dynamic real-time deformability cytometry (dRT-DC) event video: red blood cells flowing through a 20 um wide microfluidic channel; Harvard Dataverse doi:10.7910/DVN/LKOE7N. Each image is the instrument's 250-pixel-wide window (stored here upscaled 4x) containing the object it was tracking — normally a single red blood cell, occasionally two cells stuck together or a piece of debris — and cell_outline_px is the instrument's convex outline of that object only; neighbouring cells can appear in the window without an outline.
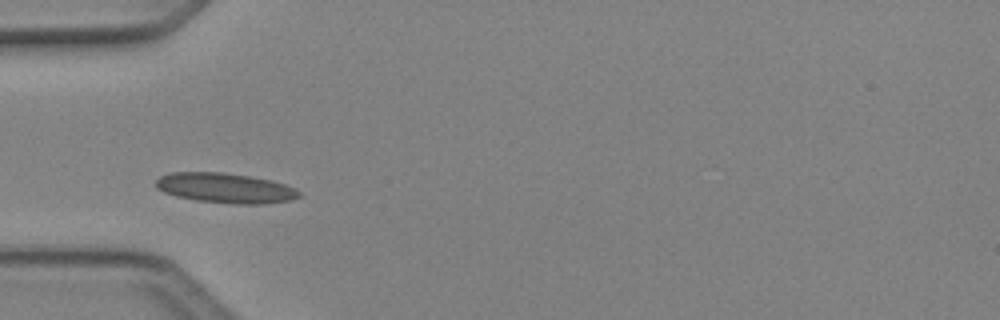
{"species": "Egyptian fruit bat (a non-hibernating species)", "species_latin": "Rousettus aegyptiacus", "temperature_condition": "cold", "stored_images_in_passage": 7, "camera_frame_rate_fps": 3000, "um_per_image_px": 0.085, "animal": {"sex": "female"}, "frame": {"image": 1, "passage_image": 3, "time_ms": 0.667, "image_size_px": [1000, 320], "cell_outline_px": [[300, 196], [292, 200], [264, 204], [236, 204], [196, 200], [176, 196], [164, 192], [156, 188], [156, 180], [160, 176], [168, 172], [224, 172], [272, 180], [284, 184], [300, 192]], "centroid_in_image_um": [19.13, 15.98], "position_along_channel_um": 65.9, "area_um2": 25.03}}
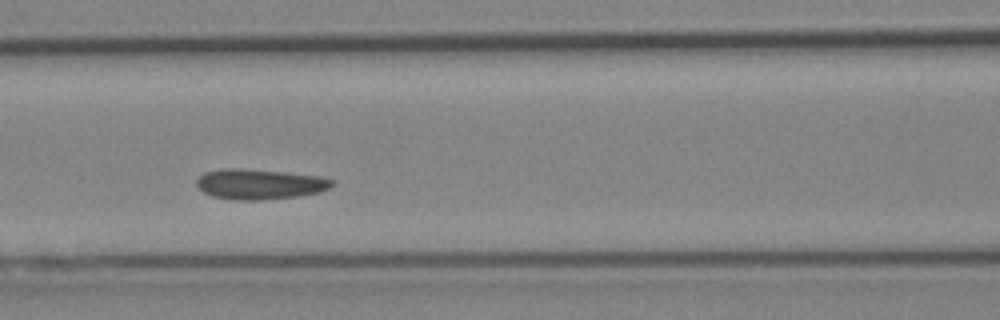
{"frame": {"image": 2, "passage_image": 5, "time_ms": 1.333, "image_size_px": [1000, 320], "cell_outline_px": [[336, 180], [328, 188], [320, 192], [296, 196], [264, 200], [236, 200], [212, 196], [204, 192], [196, 184], [196, 180], [204, 172], [224, 168], [240, 168], [288, 172], [320, 176]], "centroid_in_image_um": [22.07, 15.64], "position_along_channel_um": 144.5, "area_um2": 23.99}}
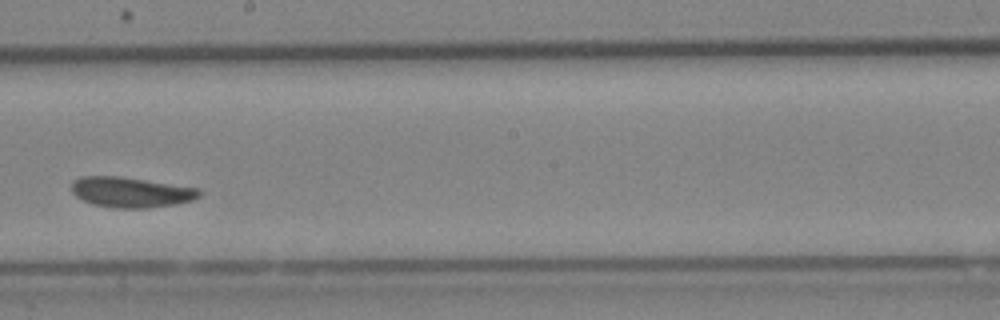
{"frame": {"image": 3, "passage_image": 7, "time_ms": 2.0, "image_size_px": [1000, 320], "cell_outline_px": [[204, 192], [200, 196], [192, 200], [176, 204], [148, 208], [112, 208], [92, 204], [76, 196], [72, 192], [72, 184], [80, 176], [120, 176], [200, 188]], "centroid_in_image_um": [11.17, 16.34], "position_along_channel_um": 237.0, "area_um2": 22.72}}